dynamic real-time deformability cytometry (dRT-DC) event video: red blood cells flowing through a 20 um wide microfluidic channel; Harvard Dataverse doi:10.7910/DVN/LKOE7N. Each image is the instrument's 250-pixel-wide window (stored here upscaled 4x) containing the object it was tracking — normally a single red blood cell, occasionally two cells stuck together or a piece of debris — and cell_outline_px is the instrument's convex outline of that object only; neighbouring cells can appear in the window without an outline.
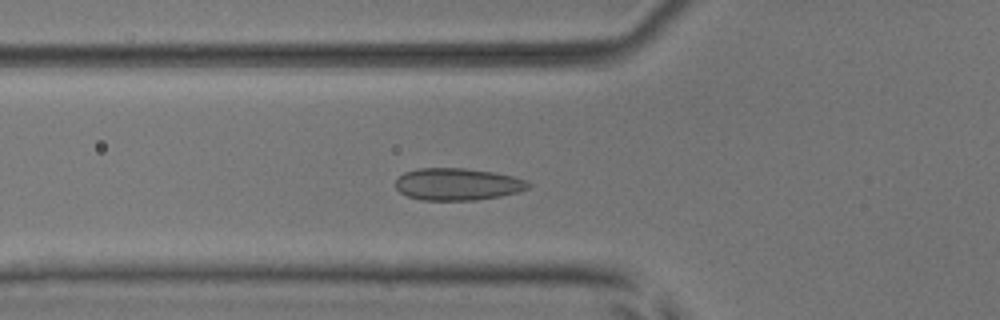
{"species": "common noctule bat (a hibernating species)", "species_latin": "Nyctalus noctula", "temperature_condition": "room temperature", "stored_images_in_passage": 51, "segment_of_instrument_passage": [1, 2], "camera_frame_rate_fps": 3000, "um_per_image_px": 0.085, "animal": {"sex": "male", "body_mass_g": 17.9, "forearm_length_mm": 54.2}, "frame": {"image": 1, "passage_image": 16, "time_ms": 5.0, "image_size_px": [1000, 320], "cell_outline_px": [[532, 184], [528, 188], [520, 192], [500, 196], [476, 200], [420, 200], [408, 196], [400, 192], [396, 188], [396, 180], [404, 172], [420, 168], [464, 168], [492, 172], [512, 176], [524, 180]], "centroid_in_image_um": [38.89, 15.66], "position_along_channel_um": 86.9, "area_um2": 24.8}}
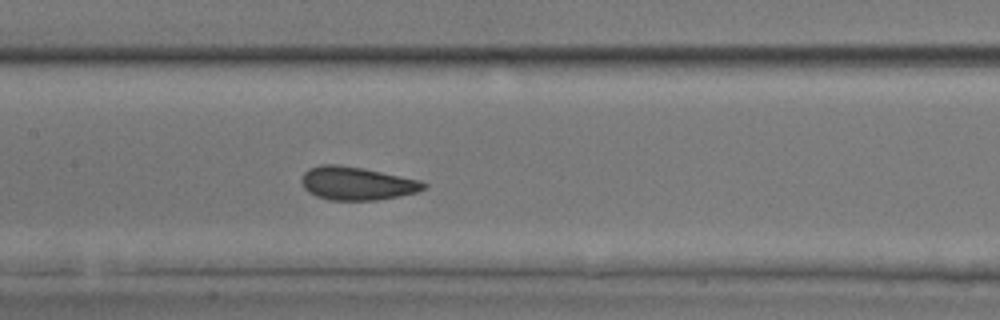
{"frame": {"image": 2, "passage_image": 23, "time_ms": 7.333, "image_size_px": [1000, 320], "cell_outline_px": [[428, 184], [424, 188], [416, 192], [376, 200], [328, 200], [316, 196], [308, 192], [304, 188], [300, 180], [304, 172], [308, 168], [320, 164], [340, 164], [364, 168], [420, 180]], "centroid_in_image_um": [30.27, 15.57], "position_along_channel_um": 177.1, "area_um2": 23.76}}
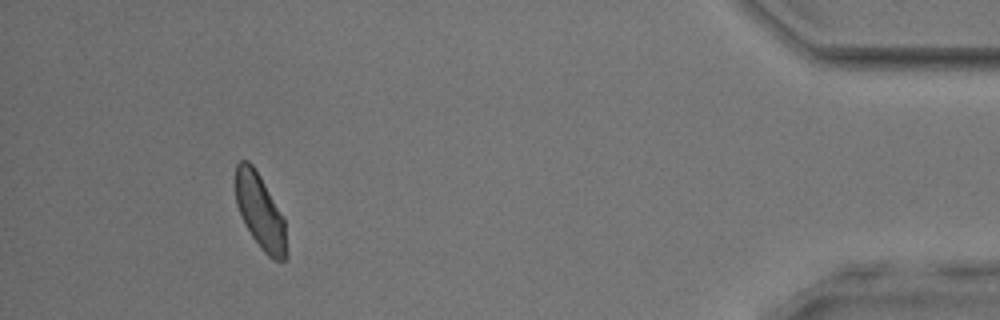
{"frame": {"image": 3, "passage_image": 46, "time_ms": 15.0, "image_size_px": [1000, 320], "cell_outline_px": [[288, 256], [284, 260], [272, 260], [264, 252], [252, 236], [244, 224], [236, 204], [236, 164], [240, 160], [248, 160], [252, 164], [260, 176], [284, 216], [288, 252]], "centroid_in_image_um": [22.14, 18.01], "position_along_channel_um": 413.1, "area_um2": 22.43}}